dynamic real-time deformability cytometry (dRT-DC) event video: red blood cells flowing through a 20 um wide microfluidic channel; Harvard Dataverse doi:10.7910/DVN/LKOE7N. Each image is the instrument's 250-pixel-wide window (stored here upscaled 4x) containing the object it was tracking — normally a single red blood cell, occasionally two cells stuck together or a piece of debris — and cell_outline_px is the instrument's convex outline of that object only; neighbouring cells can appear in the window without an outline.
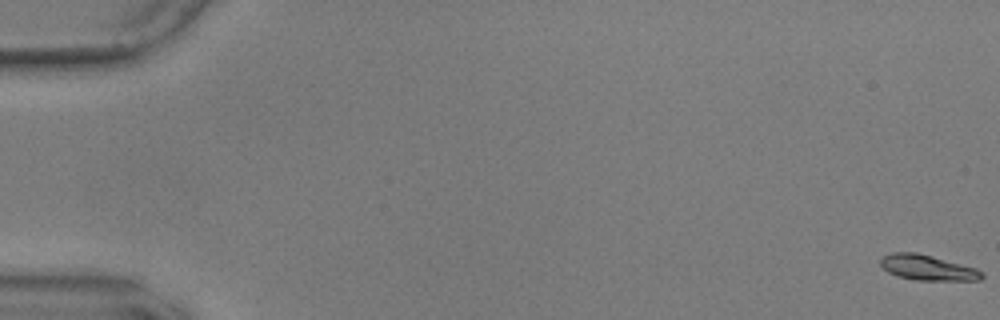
{"species": "common noctule bat (a hibernating species)", "species_latin": "Nyctalus noctula", "temperature_condition": "warm", "stored_images_in_passage": 57, "camera_frame_rate_fps": 3000, "um_per_image_px": 0.085, "animal": {"sex": "male", "body_mass_g": 17.9, "forearm_length_mm": 54.2}, "frame": {"image": 1, "passage_image": 1, "time_ms": 0.0, "image_size_px": [1000, 320], "cell_outline_px": [[984, 276], [980, 280], [916, 280], [896, 276], [888, 272], [880, 264], [880, 260], [884, 256], [892, 252], [916, 252], [932, 256], [976, 268], [984, 272]], "centroid_in_image_um": [78.85, 22.75], "position_along_channel_um": 6.2, "area_um2": 14.91}}
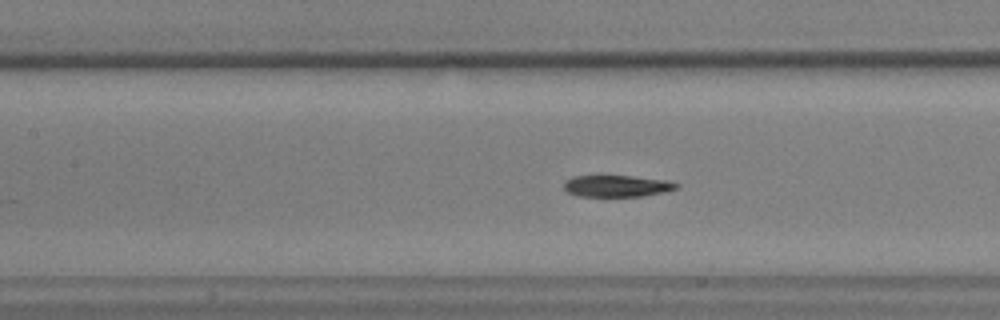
{"frame": {"image": 2, "passage_image": 27, "time_ms": 8.667, "image_size_px": [1000, 320], "cell_outline_px": [[680, 188], [664, 192], [640, 196], [576, 196], [568, 192], [564, 188], [564, 180], [572, 176], [600, 172], [668, 180], [680, 184]], "centroid_in_image_um": [52.38, 15.75], "position_along_channel_um": 155.0, "area_um2": 15.2}}
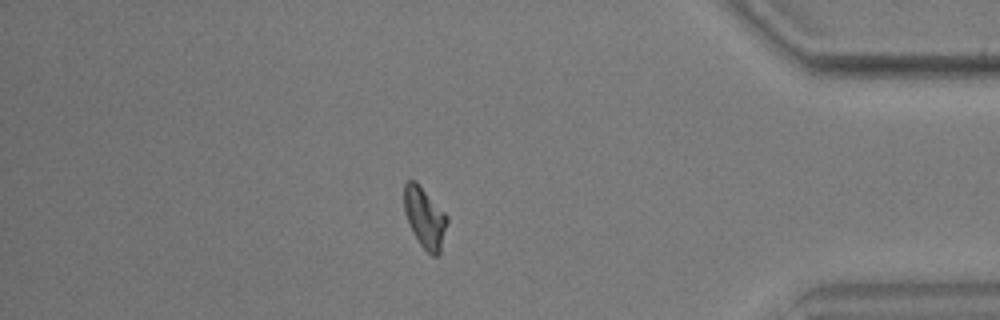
{"frame": {"image": 3, "passage_image": 50, "time_ms": 16.333, "image_size_px": [1000, 320], "cell_outline_px": [[448, 220], [440, 252], [436, 256], [432, 256], [420, 244], [412, 232], [408, 224], [404, 212], [404, 184], [408, 180], [416, 180], [448, 216]], "centroid_in_image_um": [36.09, 18.48], "position_along_channel_um": 399.1, "area_um2": 15.26}, "authors_computed_cell_mechanics": {"area_um2": 14.9124, "velocity_mm_per_s": 3.5885, "shape_relaxation_time_tau1_ms": 7.5211, "shape_relaxation_time_tau2_ms": 2.6206, "deformation_change_tau1": 0.1957, "deformation_change_tau2": 0.072}}